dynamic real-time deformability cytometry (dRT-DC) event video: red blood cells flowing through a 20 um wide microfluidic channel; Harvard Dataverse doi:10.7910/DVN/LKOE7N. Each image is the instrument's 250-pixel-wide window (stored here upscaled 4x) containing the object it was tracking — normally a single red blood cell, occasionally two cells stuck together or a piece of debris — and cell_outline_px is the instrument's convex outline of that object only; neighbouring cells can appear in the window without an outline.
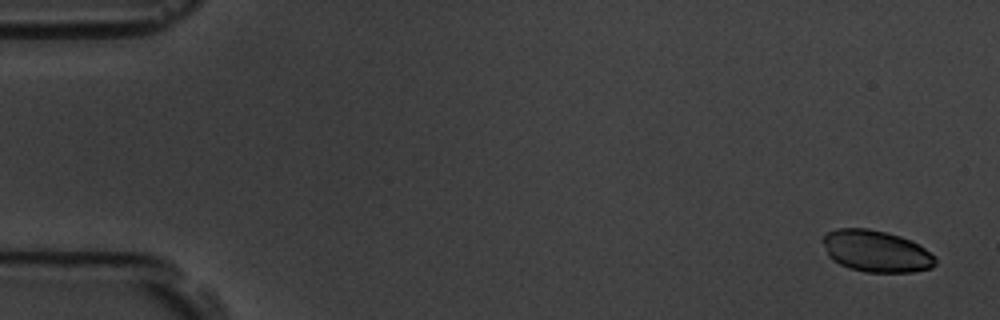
{"species": "common noctule bat (a hibernating species)", "species_latin": "Nyctalus noctula", "temperature_condition": "room temperature", "stored_images_in_passage": 5, "camera_frame_rate_fps": 3000, "um_per_image_px": 0.085, "animal": {"sex": "male", "body_mass_g": 19.5, "forearm_length_mm": 54.6}, "frame": {"image": 1, "passage_image": 1, "time_ms": 0.0, "image_size_px": [1000, 320], "cell_outline_px": [[936, 264], [932, 268], [912, 272], [864, 272], [840, 264], [832, 260], [828, 256], [820, 240], [828, 232], [836, 228], [868, 228], [888, 232], [912, 240], [936, 256]], "centroid_in_image_um": [74.47, 21.34], "position_along_channel_um": 10.5, "area_um2": 27.63}}